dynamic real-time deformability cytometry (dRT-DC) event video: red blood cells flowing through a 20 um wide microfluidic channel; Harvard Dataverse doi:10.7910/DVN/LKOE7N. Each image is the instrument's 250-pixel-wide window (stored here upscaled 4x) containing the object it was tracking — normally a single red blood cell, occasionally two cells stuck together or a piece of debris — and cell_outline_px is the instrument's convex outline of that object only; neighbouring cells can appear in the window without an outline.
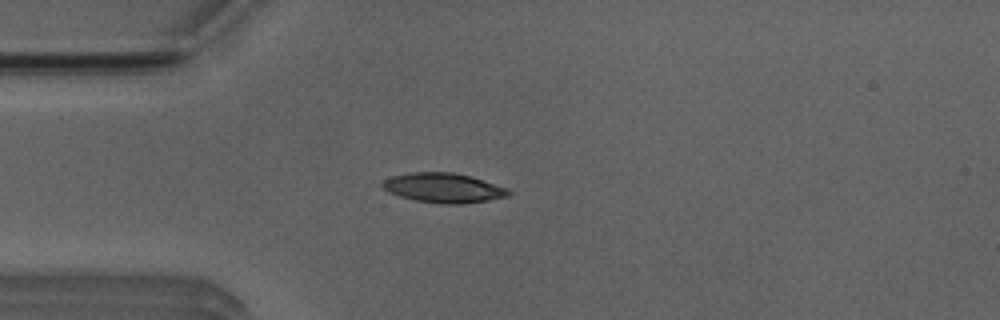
{"species": "Egyptian fruit bat (a non-hibernating species)", "species_latin": "Rousettus aegyptiacus", "temperature_condition": "room temperature", "stored_images_in_passage": 39, "camera_frame_rate_fps": 3000, "um_per_image_px": 0.085, "animal": {"sex": "male"}, "frame": {"image": 1, "passage_image": 1, "time_ms": 0.0, "image_size_px": [1000, 320], "cell_outline_px": [[512, 196], [464, 204], [444, 204], [416, 200], [400, 196], [388, 192], [380, 184], [384, 180], [392, 176], [412, 172], [452, 172], [472, 176], [504, 188], [512, 192]], "centroid_in_image_um": [37.7, 15.97], "position_along_channel_um": 47.3, "area_um2": 21.68}}
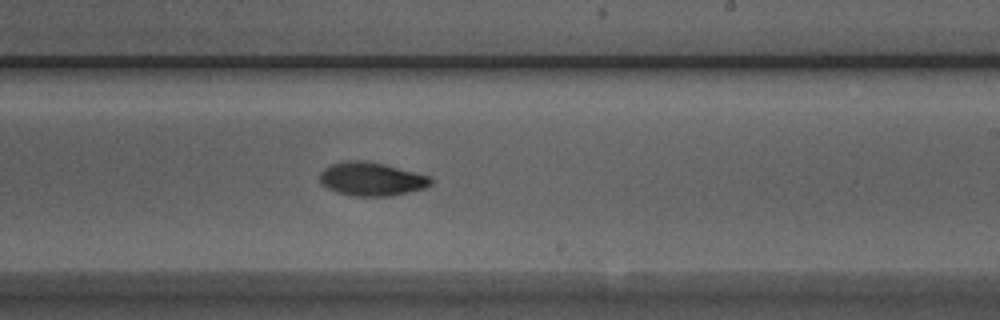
{"frame": {"image": 2, "passage_image": 18, "time_ms": 5.667, "image_size_px": [1000, 320], "cell_outline_px": [[432, 184], [424, 188], [392, 196], [352, 196], [336, 192], [320, 184], [320, 172], [324, 168], [332, 164], [348, 160], [364, 160], [384, 164], [432, 176]], "centroid_in_image_um": [31.58, 15.22], "position_along_channel_um": 257.4, "area_um2": 21.85}}
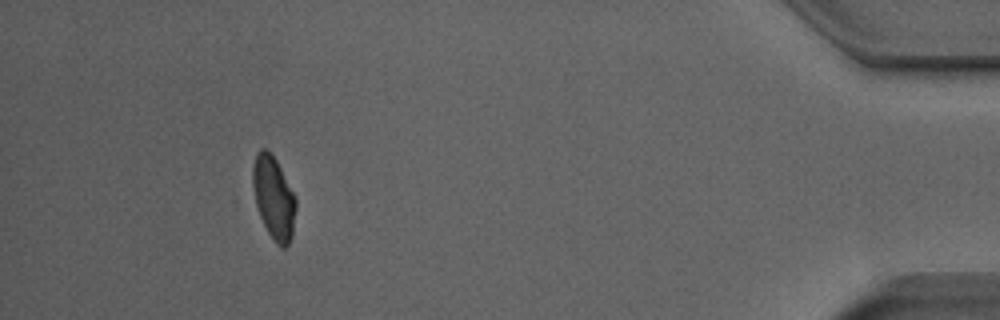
{"frame": {"image": 3, "passage_image": 35, "time_ms": 11.333, "image_size_px": [1000, 320], "cell_outline_px": [[296, 208], [292, 236], [288, 244], [284, 248], [280, 248], [276, 244], [268, 232], [260, 216], [256, 204], [252, 184], [252, 168], [256, 152], [260, 148], [268, 148], [276, 160], [296, 196]], "centroid_in_image_um": [23.26, 16.78], "position_along_channel_um": 411.9, "area_um2": 20.98}, "authors_computed_cell_mechanics": {"area_um2": 21.5016, "velocity_mm_per_s": 3.9208, "shape_relaxation_time_tau1_ms": 4.9081, "shape_relaxation_time_tau2_ms": 3.6108, "deformation_change_tau1": 0.1588, "deformation_change_tau2": 0.0586}}